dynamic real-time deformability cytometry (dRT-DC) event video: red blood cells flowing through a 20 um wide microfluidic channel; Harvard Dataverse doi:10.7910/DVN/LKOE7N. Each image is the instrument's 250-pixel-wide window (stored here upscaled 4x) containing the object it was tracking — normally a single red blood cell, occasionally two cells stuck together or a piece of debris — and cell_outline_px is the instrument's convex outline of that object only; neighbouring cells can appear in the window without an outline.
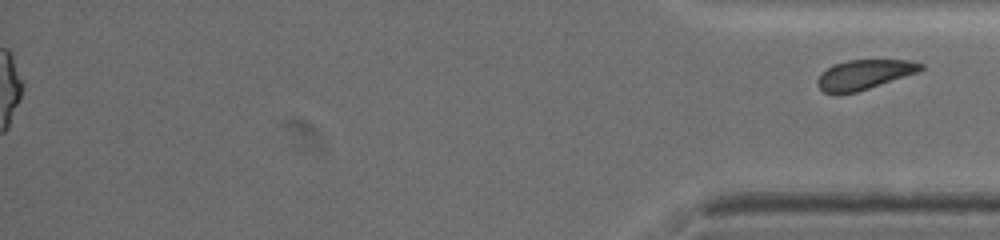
{"species": "common noctule bat (a hibernating species)", "species_latin": "Nyctalus noctula", "temperature_condition": "warm", "stored_images_in_passage": 52, "segment_of_instrument_passage": [2, 2], "camera_frame_rate_fps": 3000, "um_per_image_px": 0.085, "animal": {"sex": "female", "body_mass_g": 19.5, "forearm_length_mm": 54.1}, "frame": {"image": 1, "passage_image": 52, "time_ms": 17.0, "image_size_px": [1000, 240], "cell_outline_px": [[924, 68], [920, 72], [856, 92], [836, 96], [824, 92], [816, 84], [816, 80], [828, 68], [836, 64], [848, 60], [912, 60], [924, 64]], "centroid_in_image_um": [73.48, 6.36], "position_along_channel_um": 361.7, "area_um2": 18.03}}